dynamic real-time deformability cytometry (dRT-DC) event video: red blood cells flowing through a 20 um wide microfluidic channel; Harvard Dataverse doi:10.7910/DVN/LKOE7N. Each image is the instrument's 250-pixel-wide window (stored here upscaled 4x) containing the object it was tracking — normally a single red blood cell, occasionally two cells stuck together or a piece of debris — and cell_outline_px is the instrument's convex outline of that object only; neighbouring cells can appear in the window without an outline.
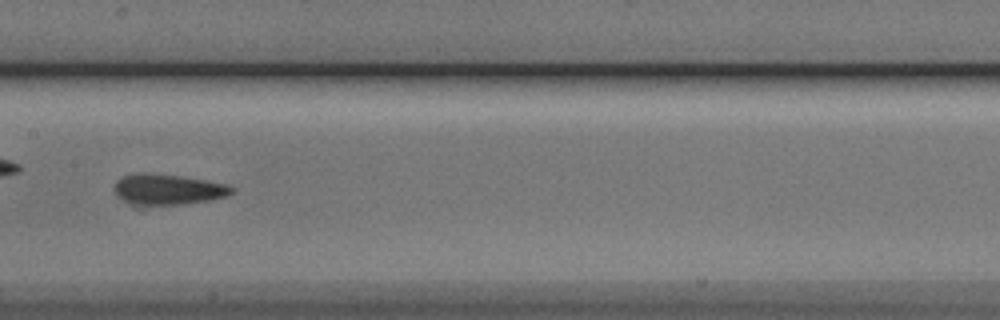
{"species": "Egyptian fruit bat (a non-hibernating species)", "species_latin": "Rousettus aegyptiacus", "temperature_condition": "cold", "stored_images_in_passage": 46, "camera_frame_rate_fps": 3000, "um_per_image_px": 0.085, "animal": {"sex": "male"}, "frame": {"image": 1, "passage_image": 20, "time_ms": 6.333, "image_size_px": [1000, 320], "cell_outline_px": [[236, 192], [228, 196], [212, 200], [180, 204], [140, 208], [128, 204], [120, 200], [116, 196], [112, 188], [116, 180], [124, 176], [180, 176], [228, 184], [236, 188]], "centroid_in_image_um": [14.28, 16.2], "position_along_channel_um": 193.1, "area_um2": 21.15}}
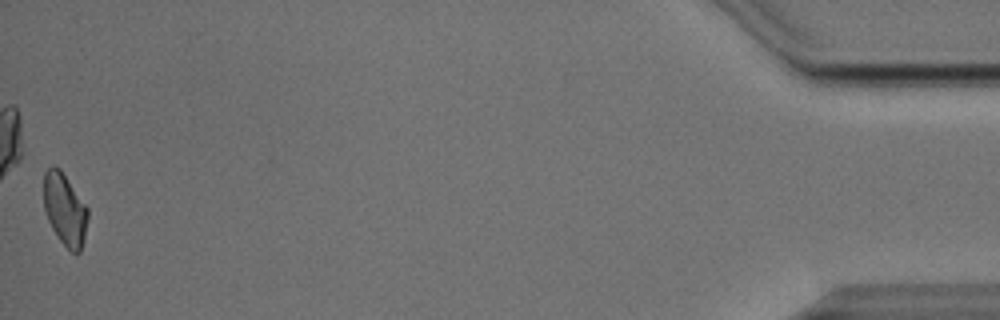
{"frame": {"image": 2, "passage_image": 46, "time_ms": 15.0, "image_size_px": [1000, 320], "cell_outline_px": [[88, 220], [84, 240], [80, 252], [76, 256], [56, 236], [48, 220], [44, 208], [44, 172], [52, 164], [60, 168], [88, 208]], "centroid_in_image_um": [5.52, 17.8], "position_along_channel_um": 429.7, "area_um2": 18.67}, "authors_computed_cell_mechanics": {"area_um2": 20.4612, "velocity_mm_per_s": 3.8128, "shape_relaxation_time_tau1_ms": null, "shape_relaxation_time_tau2_ms": 2.2513, "deformation_change_tau1": null, "deformation_change_tau2": 0.079}}